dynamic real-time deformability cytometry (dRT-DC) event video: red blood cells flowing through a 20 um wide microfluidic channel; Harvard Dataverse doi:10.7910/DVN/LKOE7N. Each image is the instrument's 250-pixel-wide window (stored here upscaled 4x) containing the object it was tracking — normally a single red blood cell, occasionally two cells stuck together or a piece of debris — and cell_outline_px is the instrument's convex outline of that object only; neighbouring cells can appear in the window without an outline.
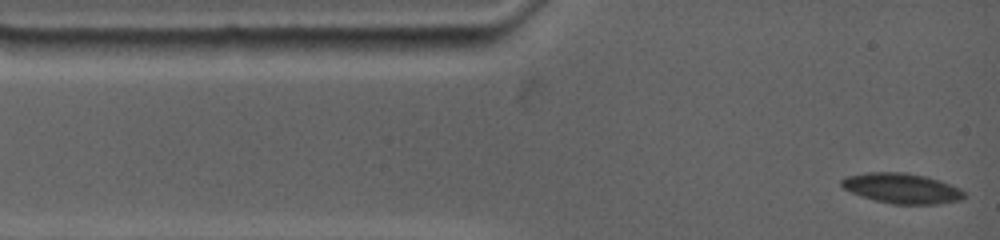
{"species": "common noctule bat (a hibernating species)", "species_latin": "Nyctalus noctula", "temperature_condition": "warm", "stored_images_in_passage": 62, "camera_frame_rate_fps": 4500, "um_per_image_px": 0.085, "animal": {"sex": "female", "body_mass_g": 19.0, "forearm_length_mm": 53.3}, "frame": {"image": 1, "passage_image": 1, "time_ms": 0.0, "image_size_px": [1000, 240], "cell_outline_px": [[968, 196], [960, 200], [940, 204], [892, 204], [876, 200], [852, 192], [844, 188], [840, 184], [840, 180], [844, 176], [868, 172], [904, 172], [928, 176], [940, 180], [960, 188]], "centroid_in_image_um": [76.69, 15.99], "position_along_channel_um": 8.3, "area_um2": 21.73}}
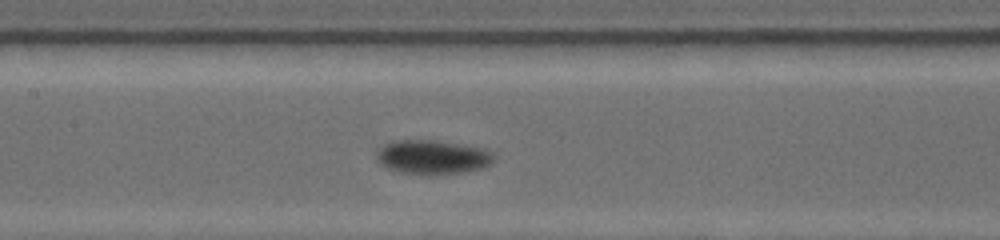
{"frame": {"image": 2, "passage_image": 27, "time_ms": 5.778, "image_size_px": [1000, 240], "cell_outline_px": [[496, 156], [492, 164], [488, 168], [464, 172], [400, 172], [384, 168], [380, 164], [376, 156], [376, 152], [384, 144], [396, 140], [432, 140], [484, 148], [496, 152]], "centroid_in_image_um": [36.83, 13.33], "position_along_channel_um": 170.6, "area_um2": 23.12}}
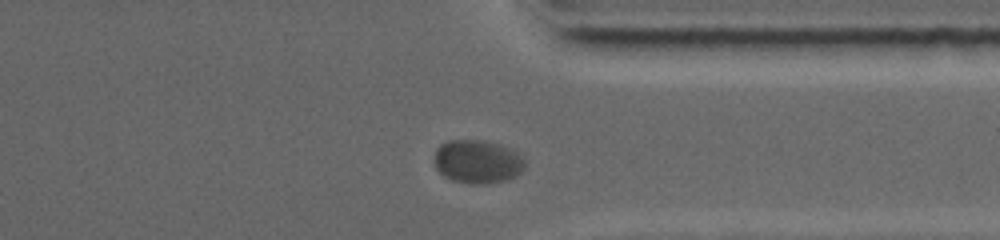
{"frame": {"image": 3, "passage_image": 53, "time_ms": 11.556, "image_size_px": [1000, 240], "cell_outline_px": [[524, 168], [520, 172], [504, 180], [484, 184], [472, 184], [452, 180], [444, 176], [436, 168], [436, 148], [440, 144], [448, 140], [484, 140], [500, 144], [520, 152], [524, 160]], "centroid_in_image_um": [40.59, 13.72], "position_along_channel_um": 370.8, "area_um2": 22.89}, "authors_computed_cell_mechanics": {"area_um2": 22.1374, "velocity_mm_per_s": 3.4903, "shape_relaxation_time_tau1_ms": 3.2842, "shape_relaxation_time_tau2_ms": null, "deformation_change_tau1": 0.083, "deformation_change_tau2": null}}